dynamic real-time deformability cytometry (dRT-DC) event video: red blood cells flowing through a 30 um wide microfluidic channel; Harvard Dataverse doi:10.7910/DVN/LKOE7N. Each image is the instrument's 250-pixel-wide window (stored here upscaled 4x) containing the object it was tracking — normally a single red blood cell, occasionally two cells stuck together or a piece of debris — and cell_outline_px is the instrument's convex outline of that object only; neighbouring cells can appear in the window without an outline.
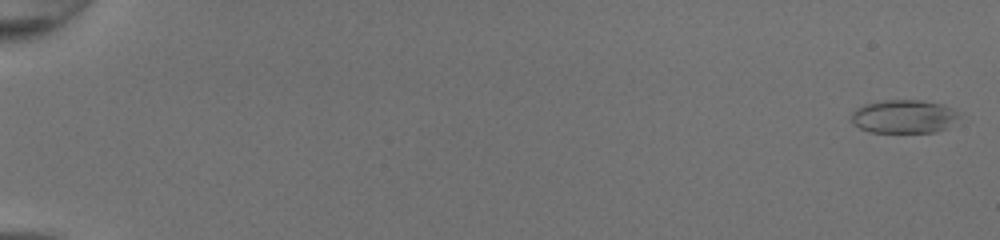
{"species": "common noctule bat (a hibernating species)", "species_latin": "Nyctalus noctula", "temperature_condition": "room temperature", "stored_images_in_passage": 51, "camera_frame_rate_fps": 3000, "um_per_image_px": 0.085, "animal": {"sex": "female", "body_mass_g": 20.0, "forearm_length_mm": 54.0}, "frame": {"image": 1, "passage_image": 2, "time_ms": 0.333, "image_size_px": [1000, 240], "cell_outline_px": [[960, 116], [948, 128], [936, 132], [872, 132], [860, 128], [852, 124], [852, 112], [856, 108], [864, 104], [880, 100], [920, 100], [944, 104], [960, 112]], "centroid_in_image_um": [76.85, 9.89], "position_along_channel_um": 8.1, "area_um2": 21.27}}
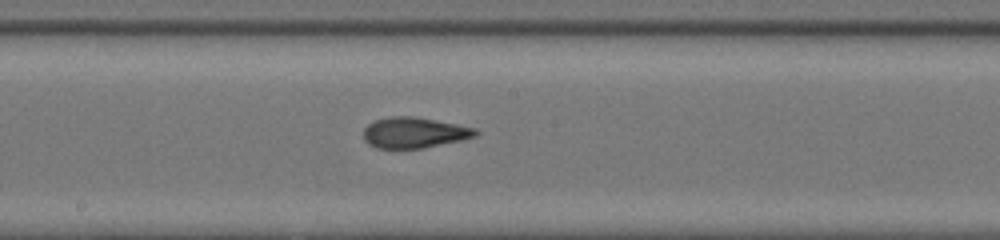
{"frame": {"image": 2, "passage_image": 31, "time_ms": 10.0, "image_size_px": [1000, 240], "cell_outline_px": [[480, 132], [476, 136], [460, 140], [420, 148], [376, 148], [368, 144], [364, 140], [364, 128], [372, 120], [388, 116], [416, 116], [476, 128]], "centroid_in_image_um": [35.17, 11.25], "position_along_channel_um": 213.0, "area_um2": 20.11}}
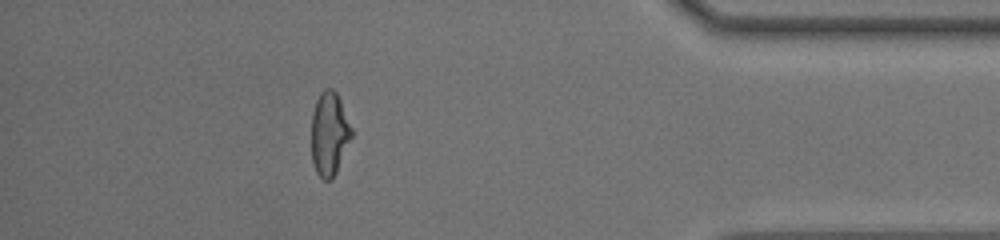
{"frame": {"image": 3, "passage_image": 47, "time_ms": 15.333, "image_size_px": [1000, 240], "cell_outline_px": [[352, 136], [336, 172], [332, 180], [324, 180], [316, 172], [312, 164], [312, 112], [316, 100], [320, 92], [324, 88], [332, 88], [336, 92], [340, 100], [352, 128]], "centroid_in_image_um": [27.98, 11.36], "position_along_channel_um": 407.2, "area_um2": 19.54}}